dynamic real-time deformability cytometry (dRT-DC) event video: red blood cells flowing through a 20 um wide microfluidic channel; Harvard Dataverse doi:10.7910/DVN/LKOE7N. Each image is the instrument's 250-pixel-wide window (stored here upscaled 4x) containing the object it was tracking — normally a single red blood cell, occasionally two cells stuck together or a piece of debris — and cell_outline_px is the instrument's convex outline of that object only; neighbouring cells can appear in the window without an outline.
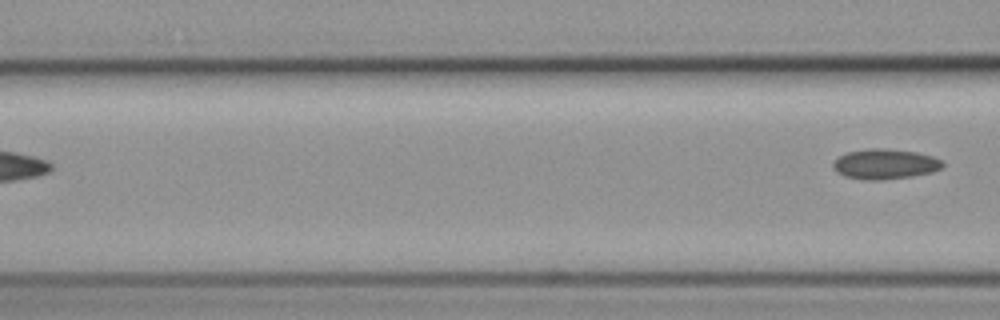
{"species": "common noctule bat (a hibernating species)", "species_latin": "Nyctalus noctula", "temperature_condition": "cold", "stored_images_in_passage": 6, "camera_frame_rate_fps": 3000, "um_per_image_px": 0.085, "animal": {"sex": "female", "body_mass_g": 19.3, "forearm_length_mm": 54.1}, "frame": {"image": 1, "passage_image": 6, "time_ms": 7.0, "image_size_px": [1000, 320], "cell_outline_px": [[944, 164], [940, 168], [932, 172], [912, 176], [880, 180], [864, 180], [844, 176], [836, 172], [832, 168], [832, 164], [840, 156], [848, 152], [872, 148], [884, 148], [916, 152], [932, 156], [940, 160]], "centroid_in_image_um": [75.2, 13.95], "position_along_channel_um": 91.4, "area_um2": 19.13}}